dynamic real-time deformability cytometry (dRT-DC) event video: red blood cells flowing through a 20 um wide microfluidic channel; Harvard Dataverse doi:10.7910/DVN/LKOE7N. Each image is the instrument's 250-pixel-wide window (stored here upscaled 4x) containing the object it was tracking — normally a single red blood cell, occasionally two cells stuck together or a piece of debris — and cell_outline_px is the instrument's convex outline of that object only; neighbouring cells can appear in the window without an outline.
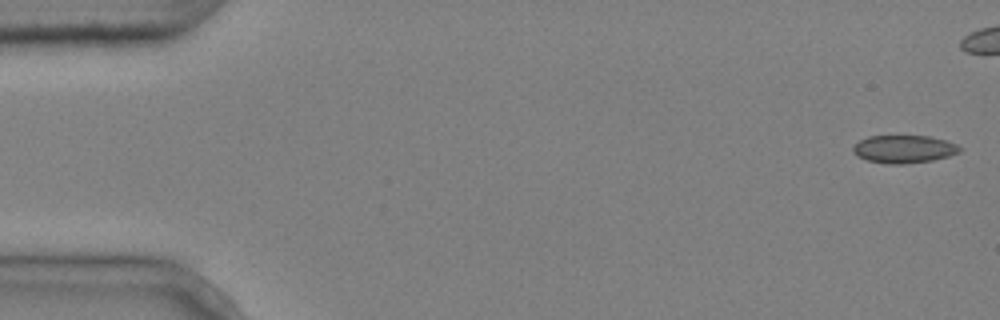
{"species": "common noctule bat (a hibernating species)", "species_latin": "Nyctalus noctula", "temperature_condition": "cold", "stored_images_in_passage": 6, "camera_frame_rate_fps": 3000, "um_per_image_px": 0.085, "animal": {"sex": "male", "body_mass_g": 20.4}, "frame": {"image": 1, "passage_image": 1, "time_ms": 0.0, "image_size_px": [1000, 320], "cell_outline_px": [[964, 148], [960, 152], [948, 156], [932, 160], [900, 164], [888, 164], [868, 160], [856, 156], [852, 152], [852, 148], [860, 140], [868, 136], [928, 136], [944, 140], [956, 144]], "centroid_in_image_um": [76.83, 12.67], "position_along_channel_um": 8.2, "area_um2": 17.22}}